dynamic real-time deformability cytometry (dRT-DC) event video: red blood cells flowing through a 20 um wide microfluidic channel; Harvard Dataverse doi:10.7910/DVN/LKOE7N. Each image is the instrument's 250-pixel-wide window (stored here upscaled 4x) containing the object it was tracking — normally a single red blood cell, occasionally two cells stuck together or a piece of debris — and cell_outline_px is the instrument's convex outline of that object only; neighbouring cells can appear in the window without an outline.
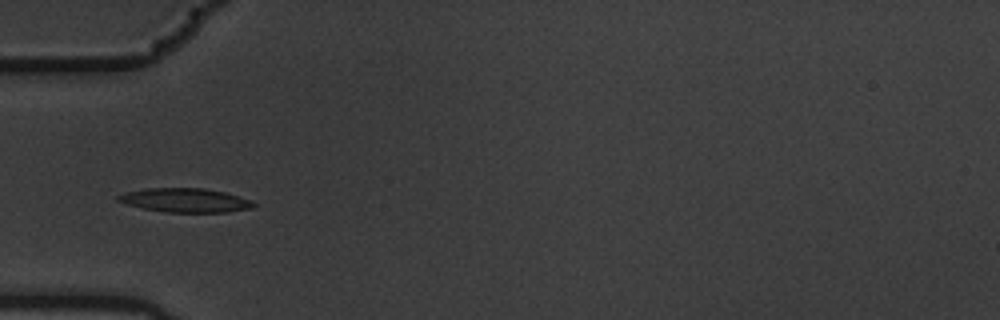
{"species": "common noctule bat (a hibernating species)", "species_latin": "Nyctalus noctula", "temperature_condition": "warm", "stored_images_in_passage": 7, "camera_frame_rate_fps": 3000, "um_per_image_px": 0.085, "animal": {"sex": "male", "body_mass_g": 19.5, "forearm_length_mm": 54.6}, "frame": {"image": 1, "passage_image": 3, "time_ms": 0.667, "image_size_px": [1000, 320], "cell_outline_px": [[256, 204], [252, 208], [228, 212], [168, 212], [144, 208], [128, 204], [116, 200], [116, 196], [124, 192], [144, 188], [204, 188], [224, 192], [248, 200]], "centroid_in_image_um": [15.7, 17.01], "position_along_channel_um": 69.3, "area_um2": 18.73}}
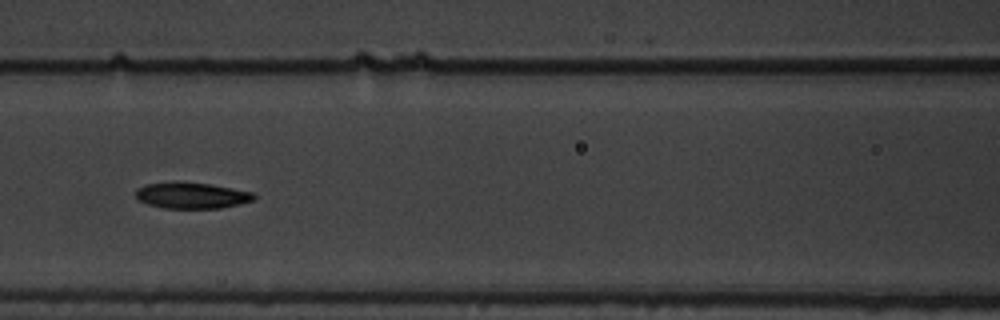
{"frame": {"image": 2, "passage_image": 5, "time_ms": 1.333, "image_size_px": [1000, 320], "cell_outline_px": [[256, 196], [252, 200], [240, 204], [220, 208], [164, 208], [148, 204], [136, 200], [136, 188], [148, 184], [208, 184], [232, 188], [252, 192]], "centroid_in_image_um": [16.3, 16.65], "position_along_channel_um": 150.3, "area_um2": 17.28}}
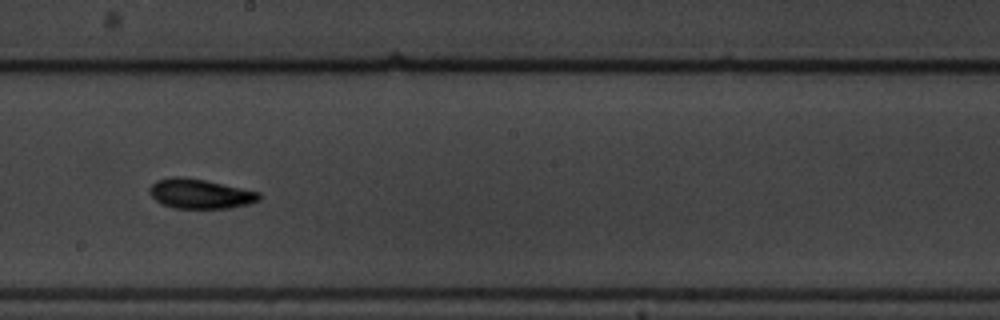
{"frame": {"image": 3, "passage_image": 7, "time_ms": 2.0, "image_size_px": [1000, 320], "cell_outline_px": [[260, 200], [248, 204], [228, 208], [172, 208], [160, 204], [152, 196], [152, 184], [156, 180], [168, 176], [180, 176], [204, 180], [260, 192]], "centroid_in_image_um": [17.0, 16.47], "position_along_channel_um": 231.2, "area_um2": 18.79}}